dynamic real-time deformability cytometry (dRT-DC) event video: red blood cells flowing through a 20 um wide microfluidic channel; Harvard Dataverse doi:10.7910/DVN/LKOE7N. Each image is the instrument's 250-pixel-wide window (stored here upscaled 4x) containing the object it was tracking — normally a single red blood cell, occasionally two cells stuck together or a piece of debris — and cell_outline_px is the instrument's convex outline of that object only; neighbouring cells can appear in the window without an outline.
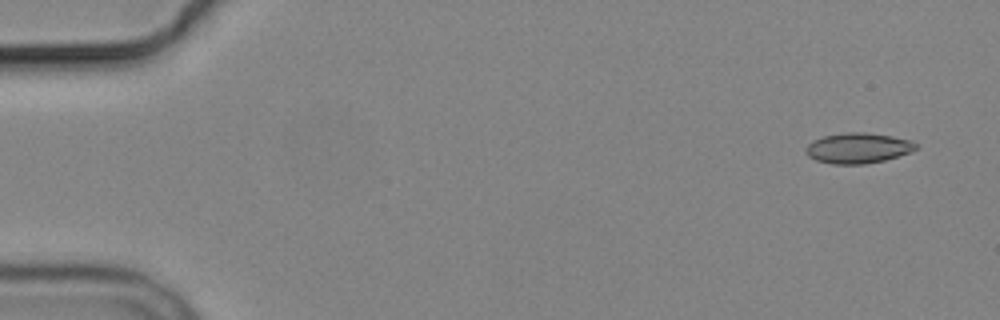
{"species": "common noctule bat (a hibernating species)", "species_latin": "Nyctalus noctula", "temperature_condition": "cold", "stored_images_in_passage": 4, "camera_frame_rate_fps": 3000, "um_per_image_px": 0.085, "animal": {"sex": "male", "body_mass_g": 19.2, "forearm_length_mm": 51.8}, "frame": {"image": 1, "passage_image": 1, "time_ms": 0.0, "image_size_px": [1000, 320], "cell_outline_px": [[916, 148], [912, 152], [884, 160], [864, 164], [832, 164], [816, 160], [808, 156], [804, 152], [804, 148], [812, 140], [824, 136], [848, 132], [864, 132], [892, 136], [912, 140], [916, 144]], "centroid_in_image_um": [72.91, 12.58], "position_along_channel_um": 12.1, "area_um2": 19.59}}